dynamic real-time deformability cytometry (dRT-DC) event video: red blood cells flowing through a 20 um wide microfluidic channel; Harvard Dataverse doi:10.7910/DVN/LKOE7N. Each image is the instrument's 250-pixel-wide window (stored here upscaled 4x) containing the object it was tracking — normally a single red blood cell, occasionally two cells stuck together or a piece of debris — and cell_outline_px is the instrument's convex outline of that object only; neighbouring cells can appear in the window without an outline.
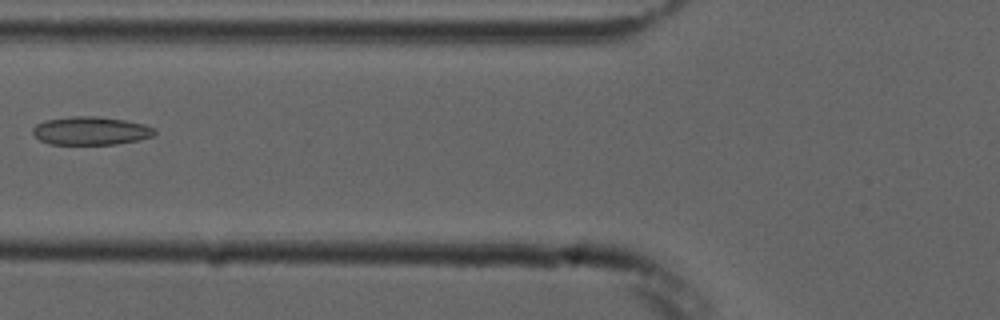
{"species": "common noctule bat (a hibernating species)", "species_latin": "Nyctalus noctula", "temperature_condition": "cold", "stored_images_in_passage": 7, "camera_frame_rate_fps": 3000, "um_per_image_px": 0.085, "animal": {"sex": "male", "forearm_length_mm": 52.5}, "frame": {"image": 1, "passage_image": 6, "time_ms": 6.0, "image_size_px": [1000, 320], "cell_outline_px": [[156, 132], [152, 136], [136, 140], [116, 144], [48, 144], [40, 140], [32, 132], [32, 128], [36, 124], [44, 120], [72, 116], [96, 116], [124, 120], [144, 124], [156, 128]], "centroid_in_image_um": [7.69, 11.11], "position_along_channel_um": 118.1, "area_um2": 20.06}}
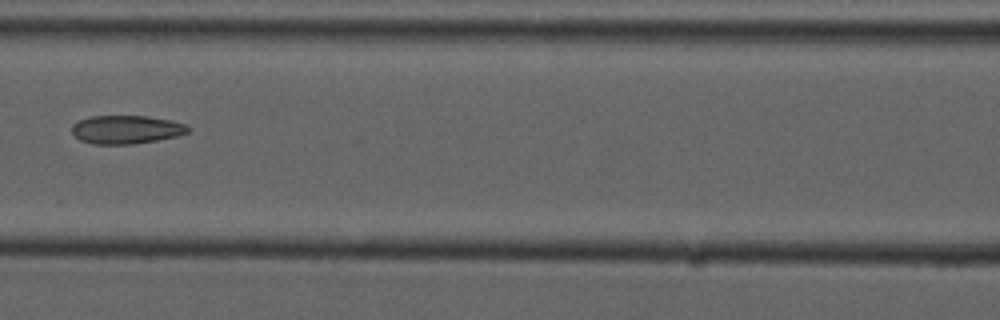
{"frame": {"image": 2, "passage_image": 7, "time_ms": 7.0, "image_size_px": [1000, 320], "cell_outline_px": [[192, 128], [188, 132], [176, 136], [156, 140], [132, 144], [92, 144], [80, 140], [72, 132], [72, 124], [76, 120], [92, 116], [148, 116], [172, 120], [184, 124]], "centroid_in_image_um": [10.71, 11.0], "position_along_channel_um": 155.9, "area_um2": 19.31}}